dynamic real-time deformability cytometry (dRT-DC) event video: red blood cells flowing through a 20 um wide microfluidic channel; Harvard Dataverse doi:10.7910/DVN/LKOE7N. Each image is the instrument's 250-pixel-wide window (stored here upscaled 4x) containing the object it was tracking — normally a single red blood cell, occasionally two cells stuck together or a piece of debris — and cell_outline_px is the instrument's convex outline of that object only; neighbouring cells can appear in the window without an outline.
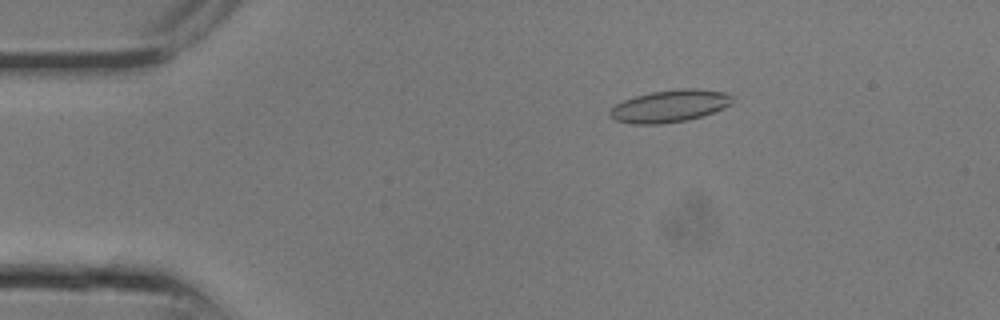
{"species": "common noctule bat (a hibernating species)", "species_latin": "Nyctalus noctula", "temperature_condition": "room temperature", "stored_images_in_passage": 13, "camera_frame_rate_fps": 3000, "um_per_image_px": 0.085, "animal": {"sex": "male", "body_mass_g": 13.3}, "frame": {"image": 1, "passage_image": 5, "time_ms": 1.333, "image_size_px": [1000, 320], "cell_outline_px": [[732, 104], [724, 108], [688, 120], [660, 124], [632, 124], [616, 120], [608, 116], [608, 112], [616, 104], [624, 100], [636, 96], [652, 92], [676, 88], [696, 88], [724, 92], [732, 96]], "centroid_in_image_um": [56.92, 9.01], "position_along_channel_um": 28.1, "area_um2": 23.0}}
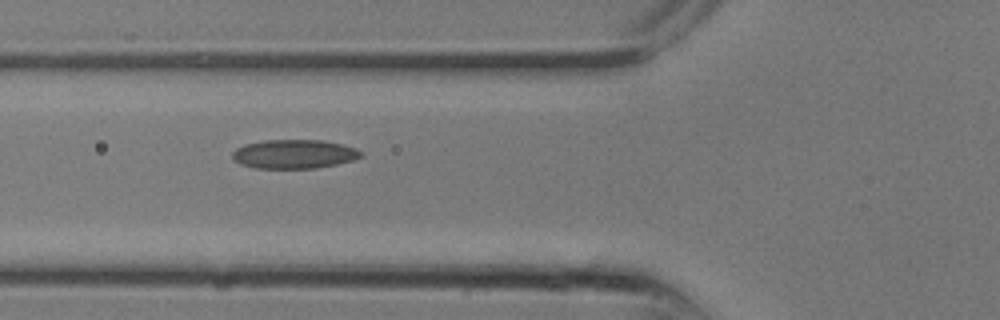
{"frame": {"image": 2, "passage_image": 10, "time_ms": 3.0, "image_size_px": [1000, 320], "cell_outline_px": [[364, 156], [352, 160], [336, 164], [316, 168], [256, 168], [240, 164], [232, 160], [232, 152], [236, 148], [244, 144], [264, 140], [320, 140], [340, 144], [356, 148]], "centroid_in_image_um": [24.95, 13.09], "position_along_channel_um": 100.8, "area_um2": 21.68}}
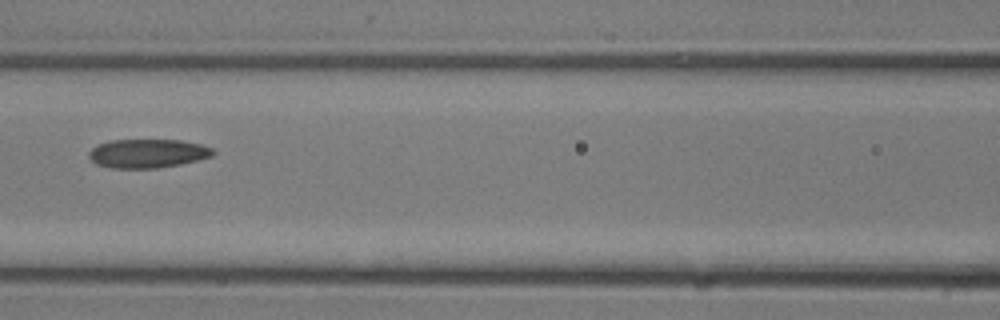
{"frame": {"image": 3, "passage_image": 12, "time_ms": 3.667, "image_size_px": [1000, 320], "cell_outline_px": [[216, 152], [212, 156], [180, 164], [156, 168], [112, 168], [96, 164], [88, 156], [88, 152], [92, 148], [108, 140], [180, 140], [200, 144], [212, 148]], "centroid_in_image_um": [12.54, 13.04], "position_along_channel_um": 154.1, "area_um2": 20.75}}